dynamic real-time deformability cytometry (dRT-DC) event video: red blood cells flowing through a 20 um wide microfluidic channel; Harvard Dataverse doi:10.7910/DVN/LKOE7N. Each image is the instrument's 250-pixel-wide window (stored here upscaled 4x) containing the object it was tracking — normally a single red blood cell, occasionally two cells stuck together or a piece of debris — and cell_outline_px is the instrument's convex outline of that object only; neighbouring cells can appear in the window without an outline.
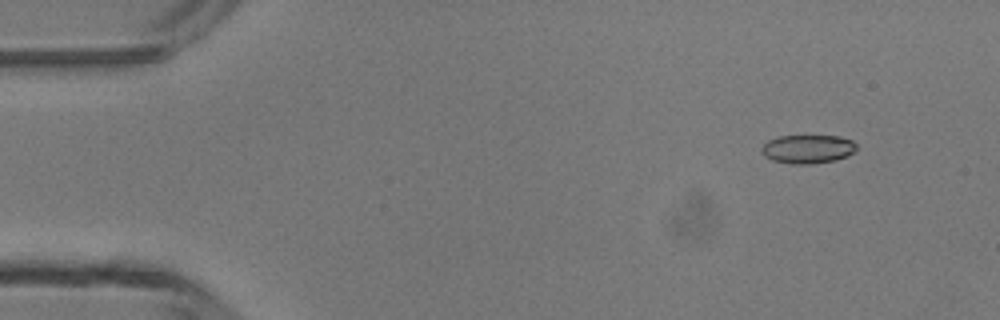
{"species": "common noctule bat (a hibernating species)", "species_latin": "Nyctalus noctula", "temperature_condition": "room temperature", "stored_images_in_passage": 4, "camera_frame_rate_fps": 3000, "um_per_image_px": 0.085, "animal": {"sex": "male", "body_mass_g": 13.3}, "frame": {"image": 1, "passage_image": 1, "time_ms": 0.0, "image_size_px": [1000, 320], "cell_outline_px": [[856, 148], [848, 156], [836, 160], [808, 164], [792, 164], [772, 160], [764, 156], [760, 152], [760, 148], [768, 140], [780, 136], [840, 136], [852, 140], [856, 144]], "centroid_in_image_um": [68.63, 12.67], "position_along_channel_um": 16.4, "area_um2": 15.9}}
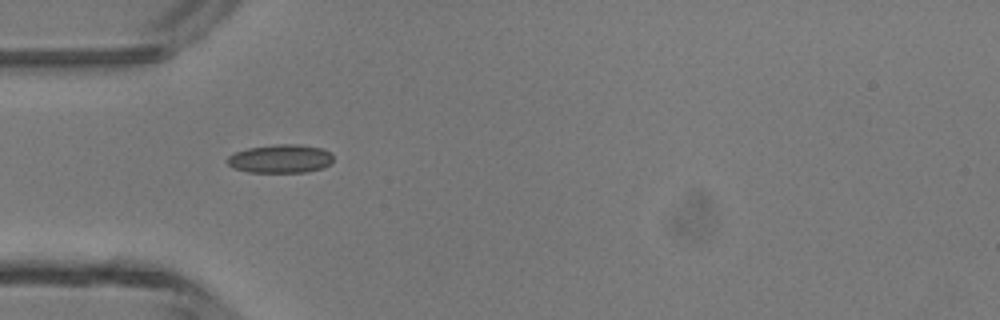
{"frame": {"image": 2, "passage_image": 4, "time_ms": 3.333, "image_size_px": [1000, 320], "cell_outline_px": [[332, 160], [324, 168], [308, 172], [248, 172], [232, 168], [224, 160], [228, 156], [236, 152], [248, 148], [276, 144], [300, 144], [324, 148], [332, 156]], "centroid_in_image_um": [23.82, 13.49], "position_along_channel_um": 61.2, "area_um2": 17.74}}